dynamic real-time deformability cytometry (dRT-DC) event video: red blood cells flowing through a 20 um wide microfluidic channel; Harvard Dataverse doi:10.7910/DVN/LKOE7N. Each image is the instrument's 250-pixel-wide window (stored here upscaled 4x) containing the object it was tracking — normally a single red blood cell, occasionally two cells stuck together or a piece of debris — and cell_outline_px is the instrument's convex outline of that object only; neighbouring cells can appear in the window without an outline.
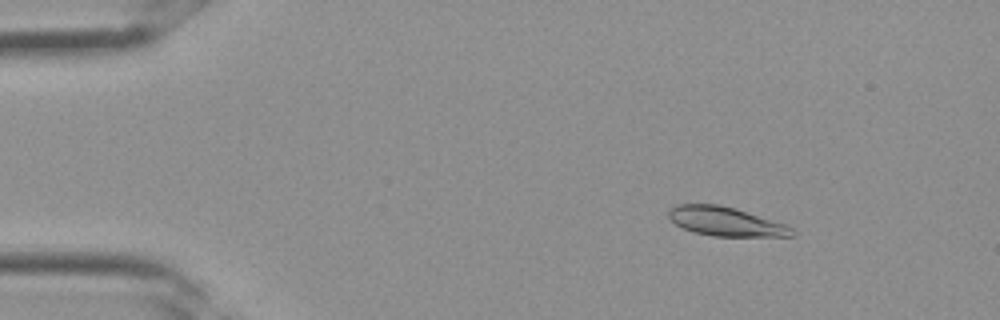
{"species": "Egyptian fruit bat (a non-hibernating species)", "species_latin": "Rousettus aegyptiacus", "temperature_condition": "room temperature", "stored_images_in_passage": 35, "camera_frame_rate_fps": 3000, "um_per_image_px": 0.085, "frame": {"image": 1, "passage_image": 5, "time_ms": 1.333, "image_size_px": [1000, 320], "cell_outline_px": [[796, 232], [792, 236], [712, 236], [696, 232], [684, 228], [676, 224], [668, 216], [668, 212], [676, 204], [720, 204], [784, 224], [792, 228]], "centroid_in_image_um": [61.66, 18.83], "position_along_channel_um": 23.3, "area_um2": 20.4}}
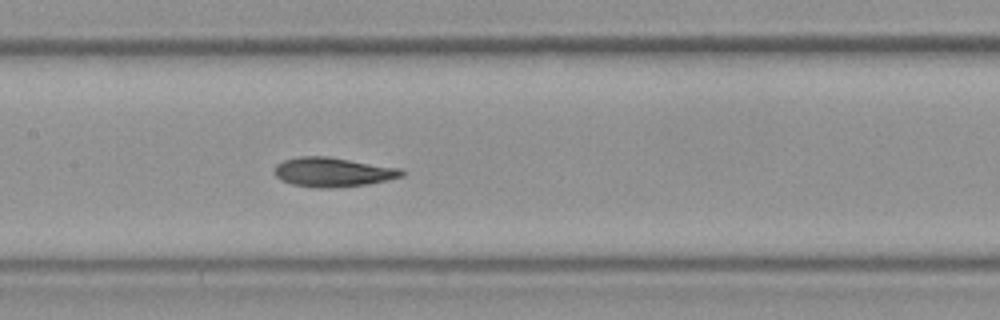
{"frame": {"image": 2, "passage_image": 17, "time_ms": 5.333, "image_size_px": [1000, 320], "cell_outline_px": [[408, 172], [404, 176], [388, 180], [368, 184], [328, 188], [316, 188], [292, 184], [280, 180], [272, 172], [276, 164], [284, 160], [300, 156], [328, 156], [404, 168]], "centroid_in_image_um": [28.34, 14.62], "position_along_channel_um": 179.1, "area_um2": 22.25}}
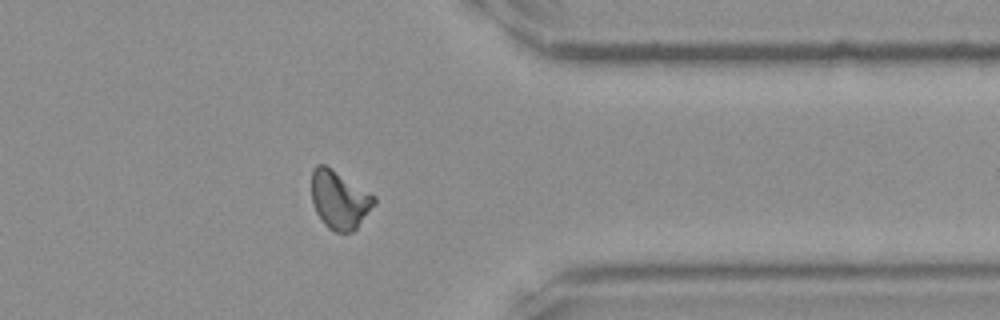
{"frame": {"image": 3, "passage_image": 28, "time_ms": 9.0, "image_size_px": [1000, 320], "cell_outline_px": [[376, 204], [356, 228], [352, 232], [336, 232], [328, 228], [324, 224], [316, 212], [312, 204], [312, 168], [316, 164], [324, 164], [332, 168], [376, 196]], "centroid_in_image_um": [28.85, 16.97], "position_along_channel_um": 382.6, "area_um2": 21.39}}